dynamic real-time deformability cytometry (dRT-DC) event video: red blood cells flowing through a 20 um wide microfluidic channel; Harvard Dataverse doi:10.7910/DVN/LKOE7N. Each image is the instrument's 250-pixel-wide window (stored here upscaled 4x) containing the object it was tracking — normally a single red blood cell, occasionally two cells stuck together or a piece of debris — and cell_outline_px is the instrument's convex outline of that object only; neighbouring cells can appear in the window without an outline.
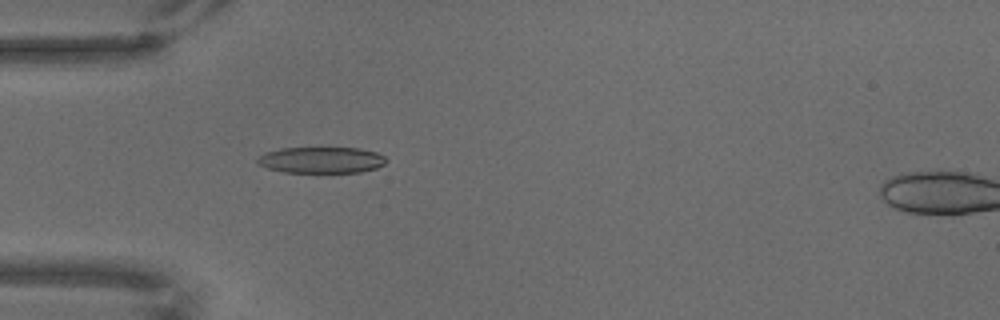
{"species": "common noctule bat (a hibernating species)", "species_latin": "Nyctalus noctula", "temperature_condition": "warm", "stored_images_in_passage": 68, "camera_frame_rate_fps": 3000, "um_per_image_px": 0.085, "animal": {"sex": "male", "body_mass_g": 18.8}, "frame": {"image": 1, "passage_image": 21, "time_ms": 6.667, "image_size_px": [1000, 320], "cell_outline_px": [[388, 160], [384, 164], [376, 168], [360, 172], [284, 172], [268, 168], [260, 164], [256, 160], [264, 152], [280, 148], [360, 148], [376, 152], [384, 156]], "centroid_in_image_um": [27.33, 13.59], "position_along_channel_um": 57.7, "area_um2": 19.59}}
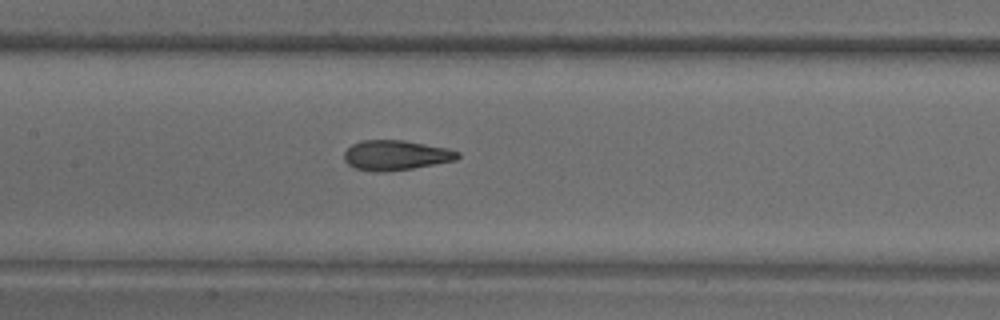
{"frame": {"image": 2, "passage_image": 33, "time_ms": 10.667, "image_size_px": [1000, 320], "cell_outline_px": [[460, 156], [456, 160], [412, 168], [384, 172], [372, 172], [352, 168], [344, 160], [344, 152], [352, 144], [360, 140], [404, 140], [448, 148], [460, 152]], "centroid_in_image_um": [33.62, 13.19], "position_along_channel_um": 173.8, "area_um2": 20.0}}
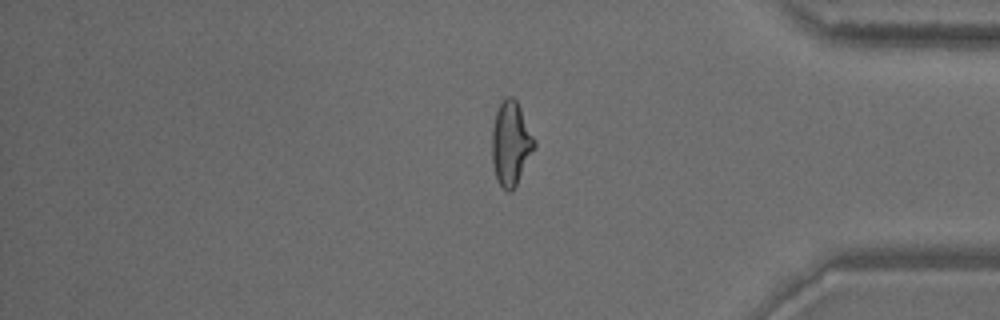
{"frame": {"image": 3, "passage_image": 57, "time_ms": 18.667, "image_size_px": [1000, 320], "cell_outline_px": [[536, 148], [512, 192], [508, 192], [500, 184], [496, 176], [492, 164], [492, 128], [496, 112], [500, 104], [508, 96], [512, 96], [516, 100], [536, 140]], "centroid_in_image_um": [43.44, 12.21], "position_along_channel_um": 391.8, "area_um2": 20.69}}